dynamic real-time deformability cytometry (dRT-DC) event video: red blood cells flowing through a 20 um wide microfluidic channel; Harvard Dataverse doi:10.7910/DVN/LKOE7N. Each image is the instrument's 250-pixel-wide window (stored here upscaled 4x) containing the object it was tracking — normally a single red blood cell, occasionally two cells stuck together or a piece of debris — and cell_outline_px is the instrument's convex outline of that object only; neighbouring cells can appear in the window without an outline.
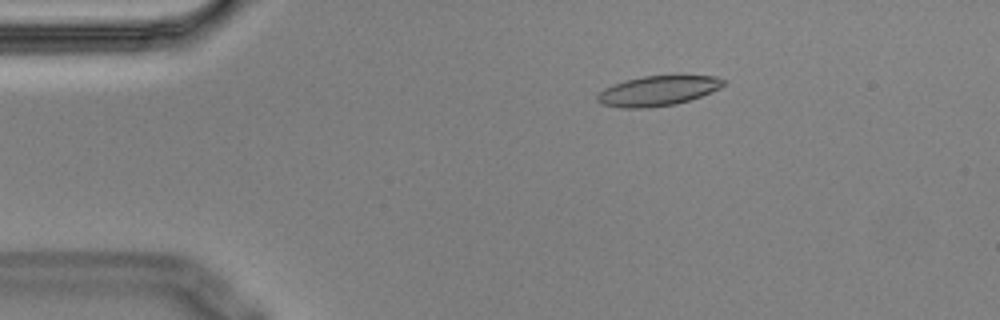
{"species": "Egyptian fruit bat (a non-hibernating species)", "species_latin": "Rousettus aegyptiacus", "temperature_condition": "cold", "stored_images_in_passage": 5, "camera_frame_rate_fps": 3000, "um_per_image_px": 0.085, "animal": {"sex": "male"}, "frame": {"image": 1, "passage_image": 2, "time_ms": 0.333, "image_size_px": [1000, 320], "cell_outline_px": [[728, 80], [720, 88], [712, 92], [676, 104], [648, 108], [620, 108], [600, 104], [596, 100], [596, 96], [604, 88], [624, 80], [644, 76], [716, 76]], "centroid_in_image_um": [55.9, 7.73], "position_along_channel_um": 29.1, "area_um2": 22.08}}
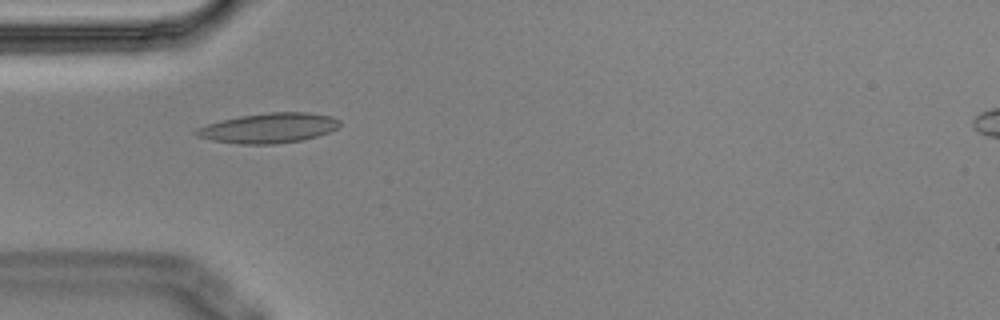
{"frame": {"image": 2, "passage_image": 4, "time_ms": 1.0, "image_size_px": [1000, 320], "cell_outline_px": [[340, 124], [336, 128], [328, 132], [316, 136], [300, 140], [276, 144], [236, 144], [212, 140], [196, 136], [192, 132], [196, 128], [208, 124], [240, 116], [268, 112], [308, 112], [332, 116], [340, 120]], "centroid_in_image_um": [22.82, 10.88], "position_along_channel_um": 62.2, "area_um2": 24.97}}